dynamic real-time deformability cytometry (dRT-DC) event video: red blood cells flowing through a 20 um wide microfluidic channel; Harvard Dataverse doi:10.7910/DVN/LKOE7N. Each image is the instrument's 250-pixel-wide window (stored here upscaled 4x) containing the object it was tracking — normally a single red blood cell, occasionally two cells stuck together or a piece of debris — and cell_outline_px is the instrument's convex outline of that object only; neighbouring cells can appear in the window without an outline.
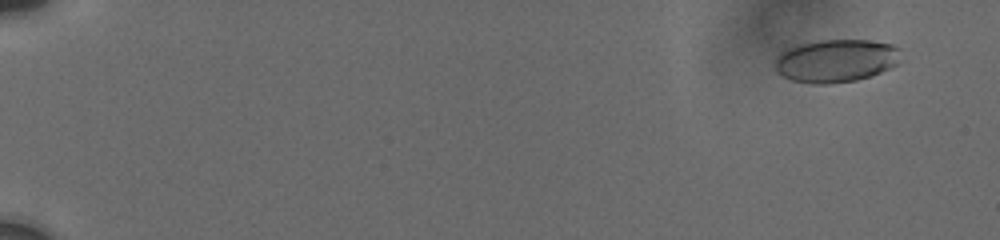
{"species": "human", "species_latin": "Homo sapiens", "temperature_condition": "cold", "stored_images_in_passage": 55, "camera_frame_rate_fps": 3000, "um_per_image_px": 0.085, "donor": {"sex": "male"}, "frame": {"image": 1, "passage_image": 4, "time_ms": 1.333, "image_size_px": [1000, 240], "cell_outline_px": [[900, 64], [872, 76], [856, 80], [828, 84], [812, 84], [792, 80], [776, 72], [776, 56], [780, 52], [788, 48], [800, 44], [820, 40], [868, 40], [892, 44], [900, 48]], "centroid_in_image_um": [71.1, 5.16], "position_along_channel_um": 13.9, "area_um2": 31.79}}
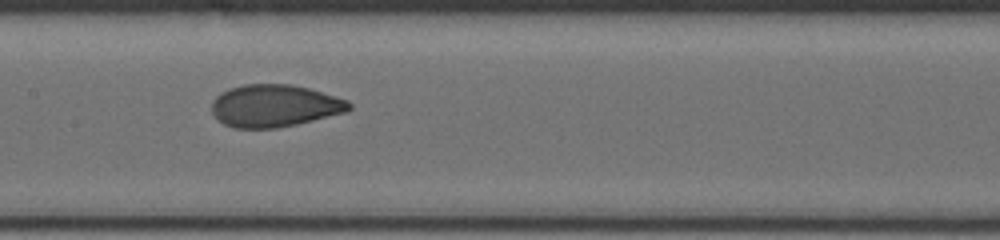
{"frame": {"image": 2, "passage_image": 33, "time_ms": 10.667, "image_size_px": [1000, 240], "cell_outline_px": [[352, 108], [348, 112], [296, 124], [276, 128], [236, 128], [224, 124], [212, 112], [212, 100], [220, 92], [228, 88], [244, 84], [292, 84], [308, 88], [348, 100], [352, 104]], "centroid_in_image_um": [23.35, 8.98], "position_along_channel_um": 184.1, "area_um2": 33.99}}
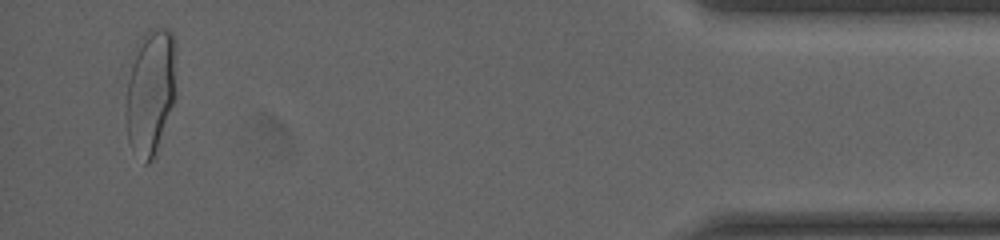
{"frame": {"image": 3, "passage_image": 55, "time_ms": 18.667, "image_size_px": [1000, 240], "cell_outline_px": [[176, 96], [156, 156], [148, 164], [144, 164], [128, 140], [128, 80], [132, 64], [144, 36], [148, 28], [168, 28], [172, 32], [176, 40]], "centroid_in_image_um": [12.89, 7.8], "position_along_channel_um": 422.3, "area_um2": 36.47}, "authors_computed_cell_mechanics": {"area_um2": 33.6396, "velocity_mm_per_s": 3.7442, "shape_relaxation_time_tau1_ms": 5.0315, "shape_relaxation_time_tau2_ms": 0.9046, "deformation_change_tau1": 0.1691, "deformation_change_tau2": 0.0564}}